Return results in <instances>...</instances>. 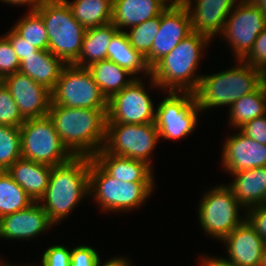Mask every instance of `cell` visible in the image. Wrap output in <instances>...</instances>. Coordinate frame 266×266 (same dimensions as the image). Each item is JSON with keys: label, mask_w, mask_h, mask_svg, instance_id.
<instances>
[{"label": "cell", "mask_w": 266, "mask_h": 266, "mask_svg": "<svg viewBox=\"0 0 266 266\" xmlns=\"http://www.w3.org/2000/svg\"><path fill=\"white\" fill-rule=\"evenodd\" d=\"M51 104L69 108L108 109V100L87 67L65 65L51 90Z\"/></svg>", "instance_id": "ba28073f"}, {"label": "cell", "mask_w": 266, "mask_h": 266, "mask_svg": "<svg viewBox=\"0 0 266 266\" xmlns=\"http://www.w3.org/2000/svg\"><path fill=\"white\" fill-rule=\"evenodd\" d=\"M34 201L7 171H0V218L28 208Z\"/></svg>", "instance_id": "f546056e"}, {"label": "cell", "mask_w": 266, "mask_h": 266, "mask_svg": "<svg viewBox=\"0 0 266 266\" xmlns=\"http://www.w3.org/2000/svg\"><path fill=\"white\" fill-rule=\"evenodd\" d=\"M55 224L39 204L32 203L28 208L0 218V238L22 239L36 238Z\"/></svg>", "instance_id": "d6986e66"}, {"label": "cell", "mask_w": 266, "mask_h": 266, "mask_svg": "<svg viewBox=\"0 0 266 266\" xmlns=\"http://www.w3.org/2000/svg\"><path fill=\"white\" fill-rule=\"evenodd\" d=\"M111 177L123 182L154 183L147 163L108 153L104 148L92 157Z\"/></svg>", "instance_id": "ffe728a7"}, {"label": "cell", "mask_w": 266, "mask_h": 266, "mask_svg": "<svg viewBox=\"0 0 266 266\" xmlns=\"http://www.w3.org/2000/svg\"><path fill=\"white\" fill-rule=\"evenodd\" d=\"M21 157L52 167L68 162L73 155L63 145L51 118H31L19 127Z\"/></svg>", "instance_id": "52a82bcc"}, {"label": "cell", "mask_w": 266, "mask_h": 266, "mask_svg": "<svg viewBox=\"0 0 266 266\" xmlns=\"http://www.w3.org/2000/svg\"><path fill=\"white\" fill-rule=\"evenodd\" d=\"M155 122L146 124L107 123L104 149L121 157L152 166L151 154L159 140Z\"/></svg>", "instance_id": "30bf717a"}, {"label": "cell", "mask_w": 266, "mask_h": 266, "mask_svg": "<svg viewBox=\"0 0 266 266\" xmlns=\"http://www.w3.org/2000/svg\"><path fill=\"white\" fill-rule=\"evenodd\" d=\"M242 61L263 72L266 71V28L259 33L252 49Z\"/></svg>", "instance_id": "d590c367"}, {"label": "cell", "mask_w": 266, "mask_h": 266, "mask_svg": "<svg viewBox=\"0 0 266 266\" xmlns=\"http://www.w3.org/2000/svg\"><path fill=\"white\" fill-rule=\"evenodd\" d=\"M117 31L113 23L87 28L79 58L74 65L88 67L94 62L106 60L110 40Z\"/></svg>", "instance_id": "484cf974"}, {"label": "cell", "mask_w": 266, "mask_h": 266, "mask_svg": "<svg viewBox=\"0 0 266 266\" xmlns=\"http://www.w3.org/2000/svg\"><path fill=\"white\" fill-rule=\"evenodd\" d=\"M25 119L15 103L10 91L2 85L0 87V125H9L19 128Z\"/></svg>", "instance_id": "836d02e7"}, {"label": "cell", "mask_w": 266, "mask_h": 266, "mask_svg": "<svg viewBox=\"0 0 266 266\" xmlns=\"http://www.w3.org/2000/svg\"><path fill=\"white\" fill-rule=\"evenodd\" d=\"M4 36L10 41L19 61L39 51L38 48L21 38L13 29H10Z\"/></svg>", "instance_id": "60d3db41"}, {"label": "cell", "mask_w": 266, "mask_h": 266, "mask_svg": "<svg viewBox=\"0 0 266 266\" xmlns=\"http://www.w3.org/2000/svg\"><path fill=\"white\" fill-rule=\"evenodd\" d=\"M108 109L69 108L51 104L48 116L73 156L93 157L105 144Z\"/></svg>", "instance_id": "6da1fadb"}, {"label": "cell", "mask_w": 266, "mask_h": 266, "mask_svg": "<svg viewBox=\"0 0 266 266\" xmlns=\"http://www.w3.org/2000/svg\"><path fill=\"white\" fill-rule=\"evenodd\" d=\"M90 163L91 157L73 156L52 167L47 189L38 202L54 224L65 219L87 194L90 196Z\"/></svg>", "instance_id": "7a4b0ae2"}, {"label": "cell", "mask_w": 266, "mask_h": 266, "mask_svg": "<svg viewBox=\"0 0 266 266\" xmlns=\"http://www.w3.org/2000/svg\"><path fill=\"white\" fill-rule=\"evenodd\" d=\"M4 3L11 5H28L30 11H36L42 4L44 0H0Z\"/></svg>", "instance_id": "b9f144b4"}, {"label": "cell", "mask_w": 266, "mask_h": 266, "mask_svg": "<svg viewBox=\"0 0 266 266\" xmlns=\"http://www.w3.org/2000/svg\"><path fill=\"white\" fill-rule=\"evenodd\" d=\"M41 266H70L71 249L63 245L50 246L42 255Z\"/></svg>", "instance_id": "8d00e7d4"}, {"label": "cell", "mask_w": 266, "mask_h": 266, "mask_svg": "<svg viewBox=\"0 0 266 266\" xmlns=\"http://www.w3.org/2000/svg\"><path fill=\"white\" fill-rule=\"evenodd\" d=\"M170 4L165 0H113L112 20L118 31L158 17Z\"/></svg>", "instance_id": "44dd1931"}, {"label": "cell", "mask_w": 266, "mask_h": 266, "mask_svg": "<svg viewBox=\"0 0 266 266\" xmlns=\"http://www.w3.org/2000/svg\"><path fill=\"white\" fill-rule=\"evenodd\" d=\"M210 42L206 36L195 32L181 40L150 69L151 88L159 87L166 92H194L201 78L195 73L203 55L201 52Z\"/></svg>", "instance_id": "3957f363"}, {"label": "cell", "mask_w": 266, "mask_h": 266, "mask_svg": "<svg viewBox=\"0 0 266 266\" xmlns=\"http://www.w3.org/2000/svg\"><path fill=\"white\" fill-rule=\"evenodd\" d=\"M246 212V219L266 243V204L251 207Z\"/></svg>", "instance_id": "ab89813d"}, {"label": "cell", "mask_w": 266, "mask_h": 266, "mask_svg": "<svg viewBox=\"0 0 266 266\" xmlns=\"http://www.w3.org/2000/svg\"><path fill=\"white\" fill-rule=\"evenodd\" d=\"M20 129L0 125V171H6L21 157Z\"/></svg>", "instance_id": "1f68e13d"}, {"label": "cell", "mask_w": 266, "mask_h": 266, "mask_svg": "<svg viewBox=\"0 0 266 266\" xmlns=\"http://www.w3.org/2000/svg\"><path fill=\"white\" fill-rule=\"evenodd\" d=\"M253 4H255L261 11L264 16V20L266 21V0H250Z\"/></svg>", "instance_id": "f6af8a7d"}, {"label": "cell", "mask_w": 266, "mask_h": 266, "mask_svg": "<svg viewBox=\"0 0 266 266\" xmlns=\"http://www.w3.org/2000/svg\"><path fill=\"white\" fill-rule=\"evenodd\" d=\"M99 259L100 255L93 247L80 245L71 249L70 266H95Z\"/></svg>", "instance_id": "74e56055"}, {"label": "cell", "mask_w": 266, "mask_h": 266, "mask_svg": "<svg viewBox=\"0 0 266 266\" xmlns=\"http://www.w3.org/2000/svg\"><path fill=\"white\" fill-rule=\"evenodd\" d=\"M64 66L49 50H39L20 61L19 72L52 90Z\"/></svg>", "instance_id": "cb8c5ba5"}, {"label": "cell", "mask_w": 266, "mask_h": 266, "mask_svg": "<svg viewBox=\"0 0 266 266\" xmlns=\"http://www.w3.org/2000/svg\"><path fill=\"white\" fill-rule=\"evenodd\" d=\"M52 166L20 158L6 171L34 202L44 195Z\"/></svg>", "instance_id": "603a6c76"}, {"label": "cell", "mask_w": 266, "mask_h": 266, "mask_svg": "<svg viewBox=\"0 0 266 266\" xmlns=\"http://www.w3.org/2000/svg\"><path fill=\"white\" fill-rule=\"evenodd\" d=\"M6 262H2V260H0V266H16V265H11V264H8V263H6ZM18 266V265H17Z\"/></svg>", "instance_id": "c3c4849f"}, {"label": "cell", "mask_w": 266, "mask_h": 266, "mask_svg": "<svg viewBox=\"0 0 266 266\" xmlns=\"http://www.w3.org/2000/svg\"><path fill=\"white\" fill-rule=\"evenodd\" d=\"M222 166L229 174L266 166V145L238 134L227 137L223 144Z\"/></svg>", "instance_id": "ac0fdd59"}, {"label": "cell", "mask_w": 266, "mask_h": 266, "mask_svg": "<svg viewBox=\"0 0 266 266\" xmlns=\"http://www.w3.org/2000/svg\"><path fill=\"white\" fill-rule=\"evenodd\" d=\"M191 33V19L187 8L183 4L168 6L160 14L159 31L150 53L145 57L147 66L151 69Z\"/></svg>", "instance_id": "5bb4252c"}, {"label": "cell", "mask_w": 266, "mask_h": 266, "mask_svg": "<svg viewBox=\"0 0 266 266\" xmlns=\"http://www.w3.org/2000/svg\"><path fill=\"white\" fill-rule=\"evenodd\" d=\"M239 1L184 0L183 5L187 8L191 19L192 32L206 36L208 39H212L218 33L221 35L226 19ZM193 2H195L194 5Z\"/></svg>", "instance_id": "e0dca14e"}, {"label": "cell", "mask_w": 266, "mask_h": 266, "mask_svg": "<svg viewBox=\"0 0 266 266\" xmlns=\"http://www.w3.org/2000/svg\"><path fill=\"white\" fill-rule=\"evenodd\" d=\"M167 1L170 5H179L183 4L184 0H165Z\"/></svg>", "instance_id": "bcb514c9"}, {"label": "cell", "mask_w": 266, "mask_h": 266, "mask_svg": "<svg viewBox=\"0 0 266 266\" xmlns=\"http://www.w3.org/2000/svg\"><path fill=\"white\" fill-rule=\"evenodd\" d=\"M264 83L266 84V71L264 72Z\"/></svg>", "instance_id": "f907efd6"}, {"label": "cell", "mask_w": 266, "mask_h": 266, "mask_svg": "<svg viewBox=\"0 0 266 266\" xmlns=\"http://www.w3.org/2000/svg\"><path fill=\"white\" fill-rule=\"evenodd\" d=\"M4 85V78L0 75V87Z\"/></svg>", "instance_id": "681fc988"}, {"label": "cell", "mask_w": 266, "mask_h": 266, "mask_svg": "<svg viewBox=\"0 0 266 266\" xmlns=\"http://www.w3.org/2000/svg\"><path fill=\"white\" fill-rule=\"evenodd\" d=\"M160 16L144 21L126 31L130 45L144 58L150 53L153 41L159 31Z\"/></svg>", "instance_id": "d6a6232c"}, {"label": "cell", "mask_w": 266, "mask_h": 266, "mask_svg": "<svg viewBox=\"0 0 266 266\" xmlns=\"http://www.w3.org/2000/svg\"><path fill=\"white\" fill-rule=\"evenodd\" d=\"M233 175L234 180L228 187L245 210L266 204V166L237 171Z\"/></svg>", "instance_id": "7402d4cb"}, {"label": "cell", "mask_w": 266, "mask_h": 266, "mask_svg": "<svg viewBox=\"0 0 266 266\" xmlns=\"http://www.w3.org/2000/svg\"><path fill=\"white\" fill-rule=\"evenodd\" d=\"M73 17L86 29L111 23L113 0L67 1Z\"/></svg>", "instance_id": "83f0119b"}, {"label": "cell", "mask_w": 266, "mask_h": 266, "mask_svg": "<svg viewBox=\"0 0 266 266\" xmlns=\"http://www.w3.org/2000/svg\"><path fill=\"white\" fill-rule=\"evenodd\" d=\"M199 112L193 92L169 91L156 108L155 124L159 138L178 140L187 136L195 130Z\"/></svg>", "instance_id": "8fae6325"}, {"label": "cell", "mask_w": 266, "mask_h": 266, "mask_svg": "<svg viewBox=\"0 0 266 266\" xmlns=\"http://www.w3.org/2000/svg\"><path fill=\"white\" fill-rule=\"evenodd\" d=\"M229 109V123L237 130L249 121L266 115V84L235 101Z\"/></svg>", "instance_id": "f1b7e54d"}, {"label": "cell", "mask_w": 266, "mask_h": 266, "mask_svg": "<svg viewBox=\"0 0 266 266\" xmlns=\"http://www.w3.org/2000/svg\"><path fill=\"white\" fill-rule=\"evenodd\" d=\"M228 258L222 259L235 266H261L266 246L250 222L245 219L223 240Z\"/></svg>", "instance_id": "2e32d148"}, {"label": "cell", "mask_w": 266, "mask_h": 266, "mask_svg": "<svg viewBox=\"0 0 266 266\" xmlns=\"http://www.w3.org/2000/svg\"><path fill=\"white\" fill-rule=\"evenodd\" d=\"M261 266H266V246H265V249H264V252H263Z\"/></svg>", "instance_id": "7dc6e473"}, {"label": "cell", "mask_w": 266, "mask_h": 266, "mask_svg": "<svg viewBox=\"0 0 266 266\" xmlns=\"http://www.w3.org/2000/svg\"><path fill=\"white\" fill-rule=\"evenodd\" d=\"M19 69L20 61L10 41L3 35L0 37V75L4 78L19 72Z\"/></svg>", "instance_id": "e575fe53"}, {"label": "cell", "mask_w": 266, "mask_h": 266, "mask_svg": "<svg viewBox=\"0 0 266 266\" xmlns=\"http://www.w3.org/2000/svg\"><path fill=\"white\" fill-rule=\"evenodd\" d=\"M136 78L108 100L107 123L146 124L155 122L156 109L145 84Z\"/></svg>", "instance_id": "4fadbf2b"}, {"label": "cell", "mask_w": 266, "mask_h": 266, "mask_svg": "<svg viewBox=\"0 0 266 266\" xmlns=\"http://www.w3.org/2000/svg\"><path fill=\"white\" fill-rule=\"evenodd\" d=\"M42 17L49 38V51L65 65L79 58L86 28L72 14L65 0H44L36 10Z\"/></svg>", "instance_id": "5b68a950"}, {"label": "cell", "mask_w": 266, "mask_h": 266, "mask_svg": "<svg viewBox=\"0 0 266 266\" xmlns=\"http://www.w3.org/2000/svg\"><path fill=\"white\" fill-rule=\"evenodd\" d=\"M154 186V183L116 180L91 158L89 194H93L92 197L104 212H126L143 205V202L151 196Z\"/></svg>", "instance_id": "8992f818"}, {"label": "cell", "mask_w": 266, "mask_h": 266, "mask_svg": "<svg viewBox=\"0 0 266 266\" xmlns=\"http://www.w3.org/2000/svg\"><path fill=\"white\" fill-rule=\"evenodd\" d=\"M265 28L266 21L260 9L250 0H240L226 19L221 34L231 45L236 60H242Z\"/></svg>", "instance_id": "7c38bea8"}, {"label": "cell", "mask_w": 266, "mask_h": 266, "mask_svg": "<svg viewBox=\"0 0 266 266\" xmlns=\"http://www.w3.org/2000/svg\"><path fill=\"white\" fill-rule=\"evenodd\" d=\"M241 207L243 206L236 200L227 184L213 187L200 201L198 210L200 226L206 234L222 242L246 219V216L239 217Z\"/></svg>", "instance_id": "9c48e42d"}, {"label": "cell", "mask_w": 266, "mask_h": 266, "mask_svg": "<svg viewBox=\"0 0 266 266\" xmlns=\"http://www.w3.org/2000/svg\"><path fill=\"white\" fill-rule=\"evenodd\" d=\"M4 85L10 91L25 120L48 115L51 90L47 87L20 72L4 77Z\"/></svg>", "instance_id": "9a60e30c"}, {"label": "cell", "mask_w": 266, "mask_h": 266, "mask_svg": "<svg viewBox=\"0 0 266 266\" xmlns=\"http://www.w3.org/2000/svg\"><path fill=\"white\" fill-rule=\"evenodd\" d=\"M12 29L39 50H49V38L45 24L36 11H29L17 21Z\"/></svg>", "instance_id": "4dcf8cb0"}, {"label": "cell", "mask_w": 266, "mask_h": 266, "mask_svg": "<svg viewBox=\"0 0 266 266\" xmlns=\"http://www.w3.org/2000/svg\"><path fill=\"white\" fill-rule=\"evenodd\" d=\"M239 131L254 141L266 145V115L249 121L240 127Z\"/></svg>", "instance_id": "f35d334b"}, {"label": "cell", "mask_w": 266, "mask_h": 266, "mask_svg": "<svg viewBox=\"0 0 266 266\" xmlns=\"http://www.w3.org/2000/svg\"><path fill=\"white\" fill-rule=\"evenodd\" d=\"M101 259H99L95 266H131L130 260L125 257H116L107 260L104 264H102Z\"/></svg>", "instance_id": "ee69618b"}, {"label": "cell", "mask_w": 266, "mask_h": 266, "mask_svg": "<svg viewBox=\"0 0 266 266\" xmlns=\"http://www.w3.org/2000/svg\"><path fill=\"white\" fill-rule=\"evenodd\" d=\"M203 258V259H202ZM200 258V266H235L233 264H229L225 262L221 257H210V256H203Z\"/></svg>", "instance_id": "7bdbcfd3"}, {"label": "cell", "mask_w": 266, "mask_h": 266, "mask_svg": "<svg viewBox=\"0 0 266 266\" xmlns=\"http://www.w3.org/2000/svg\"><path fill=\"white\" fill-rule=\"evenodd\" d=\"M87 69L107 100L114 94L122 91L136 79V77L127 79L126 76L134 75L108 59L94 62Z\"/></svg>", "instance_id": "d4e9b609"}, {"label": "cell", "mask_w": 266, "mask_h": 266, "mask_svg": "<svg viewBox=\"0 0 266 266\" xmlns=\"http://www.w3.org/2000/svg\"><path fill=\"white\" fill-rule=\"evenodd\" d=\"M107 59L128 70L134 77L139 72L150 76V68L147 66L145 58L130 45L125 31H117L111 38Z\"/></svg>", "instance_id": "4316f807"}, {"label": "cell", "mask_w": 266, "mask_h": 266, "mask_svg": "<svg viewBox=\"0 0 266 266\" xmlns=\"http://www.w3.org/2000/svg\"><path fill=\"white\" fill-rule=\"evenodd\" d=\"M236 61L237 64L228 70L201 76L198 87L193 92L201 111L224 105L230 107L264 83L262 70L242 60Z\"/></svg>", "instance_id": "277c9868"}]
</instances>
